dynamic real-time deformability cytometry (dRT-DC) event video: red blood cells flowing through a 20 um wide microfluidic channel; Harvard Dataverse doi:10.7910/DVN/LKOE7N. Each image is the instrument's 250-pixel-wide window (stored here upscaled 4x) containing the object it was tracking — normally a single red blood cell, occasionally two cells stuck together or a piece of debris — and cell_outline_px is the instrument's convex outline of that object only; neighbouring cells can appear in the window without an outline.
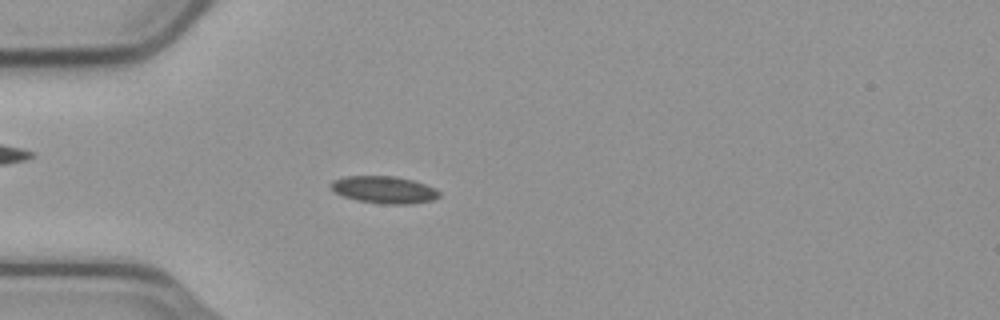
{"species": "common noctule bat (a hibernating species)", "species_latin": "Nyctalus noctula", "temperature_condition": "cold", "stored_images_in_passage": 55, "camera_frame_rate_fps": 3000, "um_per_image_px": 0.085, "animal": {"sex": "male", "body_mass_g": 23.1, "forearm_length_mm": 52.7}, "frame": {"image": 1, "passage_image": 16, "time_ms": 5.0, "image_size_px": [1000, 320], "cell_outline_px": [[440, 196], [432, 200], [412, 204], [380, 204], [356, 200], [344, 196], [336, 192], [328, 184], [332, 180], [344, 176], [396, 176], [412, 180], [436, 188], [440, 192]], "centroid_in_image_um": [32.65, 16.13], "position_along_channel_um": 52.4, "area_um2": 17.28}}
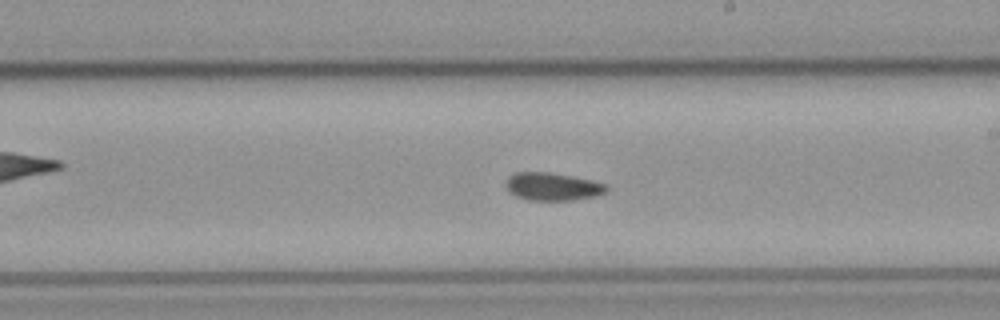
{"frame": {"image": 2, "passage_image": 32, "time_ms": 10.333, "image_size_px": [1000, 320], "cell_outline_px": [[608, 192], [596, 196], [572, 200], [528, 200], [516, 196], [508, 188], [508, 176], [516, 172], [548, 172], [572, 176], [592, 180], [608, 184]], "centroid_in_image_um": [47.05, 15.86], "position_along_channel_um": 242.0, "area_um2": 16.24}}
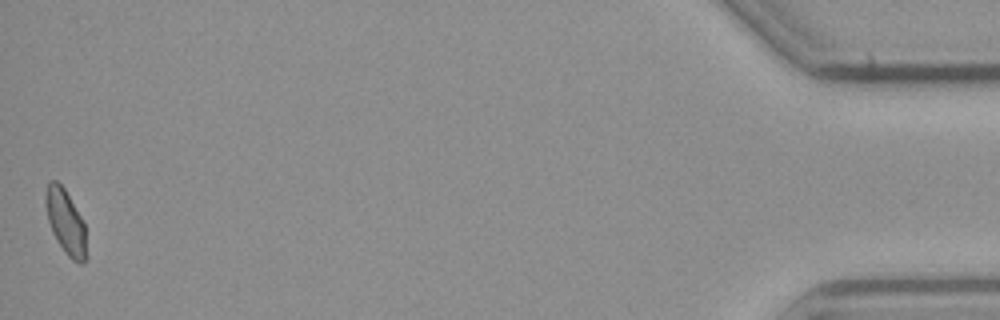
{"frame": {"image": 3, "passage_image": 55, "time_ms": 18.0, "image_size_px": [1000, 320], "cell_outline_px": [[88, 256], [80, 264], [72, 260], [64, 252], [52, 232], [48, 220], [44, 200], [44, 196], [48, 184], [52, 180], [56, 180], [64, 188], [80, 216], [84, 224]], "centroid_in_image_um": [5.58, 18.9], "position_along_channel_um": 429.6, "area_um2": 15.32}, "authors_computed_cell_mechanics": {"area_um2": 16.2418, "velocity_mm_per_s": 3.7379, "shape_relaxation_time_tau1_ms": null, "shape_relaxation_time_tau2_ms": 6.1807, "deformation_change_tau1": null, "deformation_change_tau2": 0.1065}}